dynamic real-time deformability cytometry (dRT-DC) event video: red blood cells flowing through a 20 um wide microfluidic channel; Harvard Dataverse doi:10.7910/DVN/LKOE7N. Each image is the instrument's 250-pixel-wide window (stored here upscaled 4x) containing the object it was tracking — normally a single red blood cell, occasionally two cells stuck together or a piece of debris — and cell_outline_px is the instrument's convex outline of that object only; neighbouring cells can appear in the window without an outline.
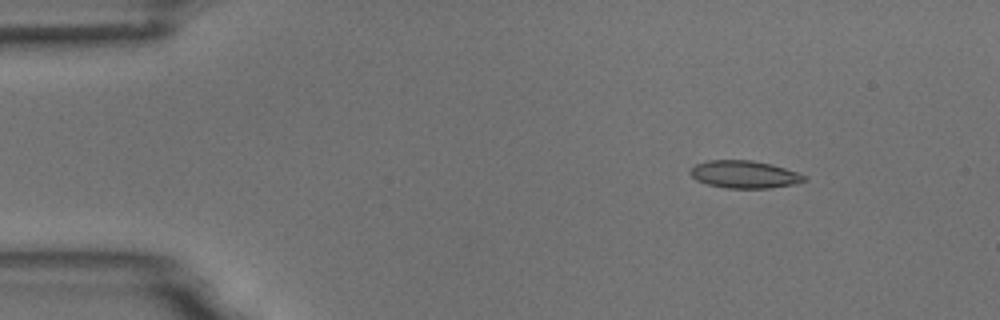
{"species": "common noctule bat (a hibernating species)", "species_latin": "Nyctalus noctula", "temperature_condition": "room temperature", "stored_images_in_passage": 4, "camera_frame_rate_fps": 3000, "um_per_image_px": 0.085, "animal": {"sex": "male", "body_mass_g": 18.8}, "frame": {"image": 1, "passage_image": 2, "time_ms": 0.333, "image_size_px": [1000, 320], "cell_outline_px": [[808, 176], [804, 180], [796, 184], [768, 188], [728, 188], [708, 184], [696, 180], [688, 172], [696, 164], [708, 160], [752, 160], [772, 164]], "centroid_in_image_um": [63.27, 14.82], "position_along_channel_um": 21.7, "area_um2": 18.21}}